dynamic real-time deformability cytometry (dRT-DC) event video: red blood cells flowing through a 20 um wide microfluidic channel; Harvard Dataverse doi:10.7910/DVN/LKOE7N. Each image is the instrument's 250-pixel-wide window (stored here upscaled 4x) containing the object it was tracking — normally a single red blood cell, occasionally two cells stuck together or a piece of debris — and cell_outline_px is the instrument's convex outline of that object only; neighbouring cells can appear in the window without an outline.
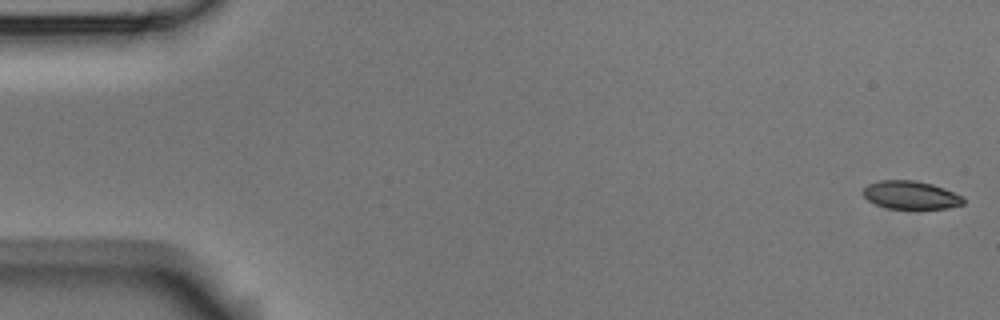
{"species": "Egyptian fruit bat (a non-hibernating species)", "species_latin": "Rousettus aegyptiacus", "temperature_condition": "room temperature", "stored_images_in_passage": 4, "camera_frame_rate_fps": 3000, "um_per_image_px": 0.085, "animal": {"sex": "male"}, "frame": {"image": 1, "passage_image": 1, "time_ms": 0.0, "image_size_px": [1000, 320], "cell_outline_px": [[964, 204], [948, 208], [888, 208], [876, 204], [868, 200], [860, 192], [868, 184], [880, 180], [916, 180], [932, 184], [944, 188], [964, 196]], "centroid_in_image_um": [77.42, 16.56], "position_along_channel_um": 7.6, "area_um2": 16.47}}
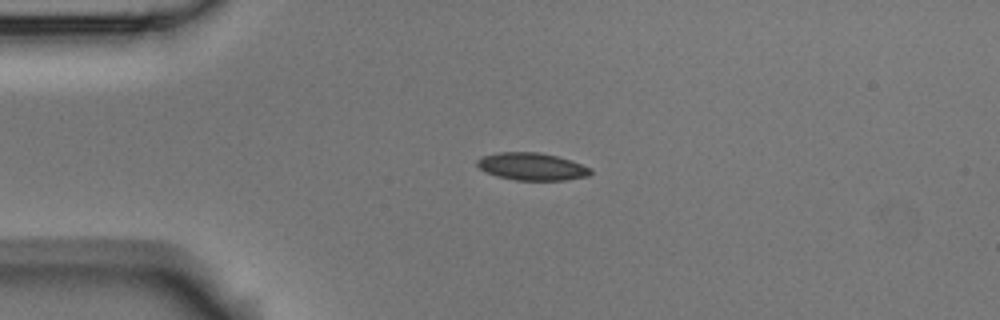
{"frame": {"image": 2, "passage_image": 4, "time_ms": 4.0, "image_size_px": [1000, 320], "cell_outline_px": [[592, 172], [588, 176], [564, 180], [516, 180], [496, 176], [480, 168], [476, 164], [476, 160], [480, 156], [496, 152], [540, 152], [572, 160], [592, 168]], "centroid_in_image_um": [45.21, 14.14], "position_along_channel_um": 39.8, "area_um2": 18.26}}